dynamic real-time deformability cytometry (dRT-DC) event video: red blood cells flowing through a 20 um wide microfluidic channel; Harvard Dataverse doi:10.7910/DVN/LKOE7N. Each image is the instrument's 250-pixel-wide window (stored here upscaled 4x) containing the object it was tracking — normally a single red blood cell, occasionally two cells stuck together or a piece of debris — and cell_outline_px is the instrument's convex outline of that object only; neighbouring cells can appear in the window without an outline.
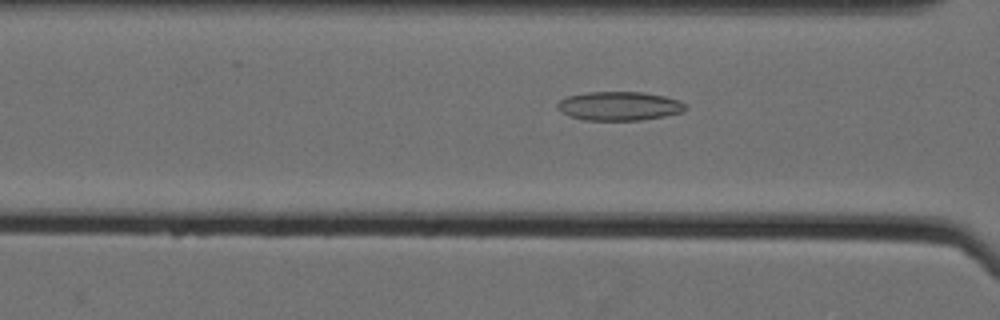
{"species": "Egyptian fruit bat (a non-hibernating species)", "species_latin": "Rousettus aegyptiacus", "temperature_condition": "cold", "stored_images_in_passage": 62, "camera_frame_rate_fps": 3000, "um_per_image_px": 0.085, "animal": {"sex": "female"}, "frame": {"image": 1, "passage_image": 29, "time_ms": 9.333, "image_size_px": [1000, 320], "cell_outline_px": [[684, 108], [680, 112], [664, 116], [640, 120], [584, 120], [568, 116], [560, 112], [556, 108], [556, 104], [560, 100], [568, 96], [584, 92], [644, 92], [664, 96], [680, 100], [684, 104]], "centroid_in_image_um": [52.56, 9.01], "position_along_channel_um": 114.0, "area_um2": 21.56}}
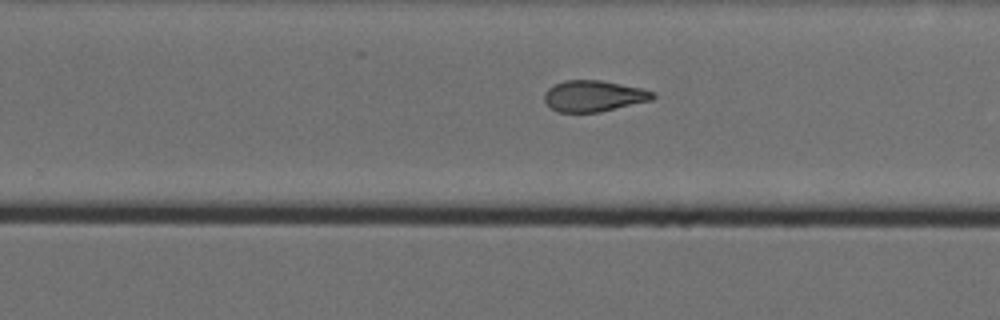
{"frame": {"image": 2, "passage_image": 43, "time_ms": 14.0, "image_size_px": [1000, 320], "cell_outline_px": [[656, 96], [652, 100], [600, 112], [556, 112], [544, 100], [544, 92], [548, 88], [564, 80], [600, 80], [640, 88], [656, 92]], "centroid_in_image_um": [50.47, 8.16], "position_along_channel_um": 279.3, "area_um2": 19.65}}
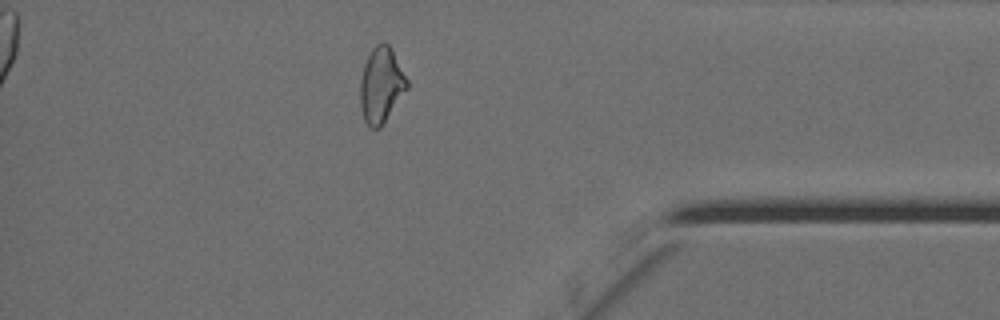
{"frame": {"image": 3, "passage_image": 55, "time_ms": 18.0, "image_size_px": [1000, 320], "cell_outline_px": [[408, 88], [380, 128], [372, 128], [364, 120], [360, 108], [360, 80], [364, 64], [372, 48], [376, 44], [384, 40], [388, 44], [408, 80]], "centroid_in_image_um": [32.39, 7.23], "position_along_channel_um": 402.8, "area_um2": 20.46}, "authors_computed_cell_mechanics": {"area_um2": 21.4727, "velocity_mm_per_s": 3.5434, "shape_relaxation_time_tau1_ms": null, "shape_relaxation_time_tau2_ms": 3.4998, "deformation_change_tau1": null, "deformation_change_tau2": 0.1133}}